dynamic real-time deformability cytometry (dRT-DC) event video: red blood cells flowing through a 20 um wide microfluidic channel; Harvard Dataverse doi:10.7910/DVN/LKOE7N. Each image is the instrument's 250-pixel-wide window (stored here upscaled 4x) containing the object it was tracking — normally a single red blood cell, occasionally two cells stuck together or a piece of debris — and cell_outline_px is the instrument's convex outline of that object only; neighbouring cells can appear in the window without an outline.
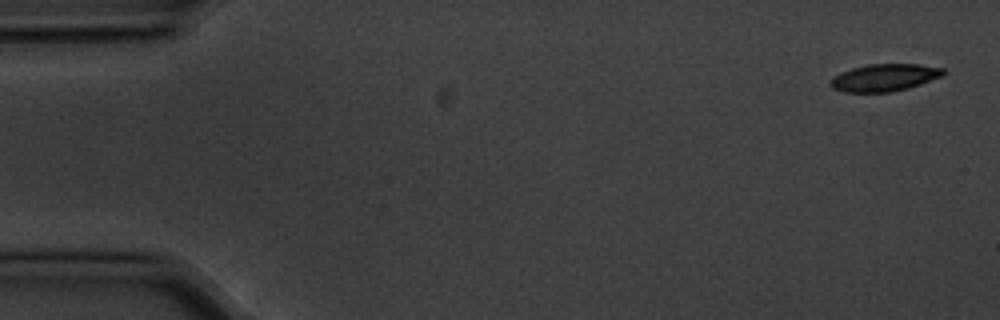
{"species": "common noctule bat (a hibernating species)", "species_latin": "Nyctalus noctula", "temperature_condition": "cold", "stored_images_in_passage": 5, "camera_frame_rate_fps": 3000, "um_per_image_px": 0.085, "animal": {"sex": "male", "body_mass_g": 20.1, "forearm_length_mm": 53.5}, "frame": {"image": 1, "passage_image": 1, "time_ms": 0.0, "image_size_px": [1000, 320], "cell_outline_px": [[948, 72], [944, 76], [908, 88], [892, 92], [844, 92], [832, 88], [828, 84], [828, 80], [840, 72], [852, 68], [868, 64], [920, 64], [944, 68]], "centroid_in_image_um": [75.19, 6.59], "position_along_channel_um": 9.8, "area_um2": 18.26}}
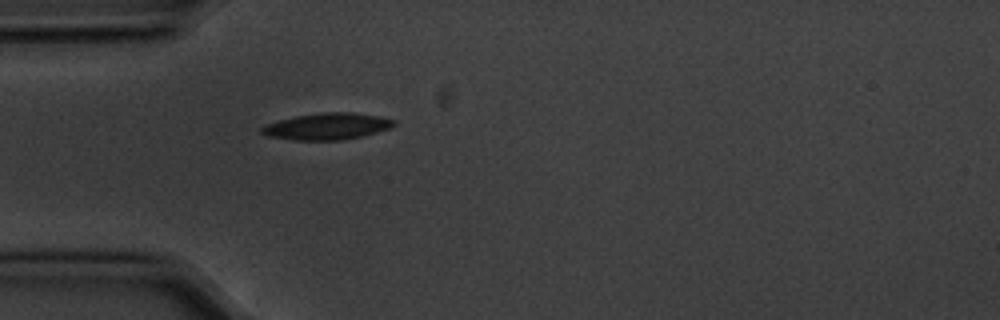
{"frame": {"image": 2, "passage_image": 5, "time_ms": 1.333, "image_size_px": [1000, 320], "cell_outline_px": [[396, 124], [392, 128], [360, 136], [340, 140], [292, 140], [268, 136], [260, 132], [260, 128], [268, 124], [280, 120], [296, 116], [324, 112], [352, 112], [380, 116], [396, 120]], "centroid_in_image_um": [27.84, 10.74], "position_along_channel_um": 57.2, "area_um2": 20.4}}